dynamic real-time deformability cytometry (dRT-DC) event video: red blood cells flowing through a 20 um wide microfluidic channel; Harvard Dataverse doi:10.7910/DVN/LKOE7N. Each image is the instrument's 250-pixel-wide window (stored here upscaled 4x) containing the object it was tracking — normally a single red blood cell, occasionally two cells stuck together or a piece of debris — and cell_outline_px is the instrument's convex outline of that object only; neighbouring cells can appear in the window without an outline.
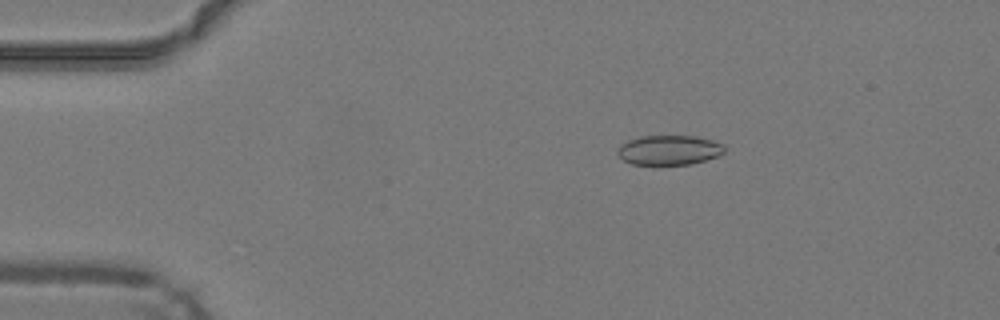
{"species": "common noctule bat (a hibernating species)", "species_latin": "Nyctalus noctula", "temperature_condition": "warm", "stored_images_in_passage": 49, "camera_frame_rate_fps": 3000, "um_per_image_px": 0.085, "animal": {"sex": "male", "body_mass_g": 19.2, "forearm_length_mm": 51.8}, "frame": {"image": 1, "passage_image": 9, "time_ms": 2.667, "image_size_px": [1000, 320], "cell_outline_px": [[724, 152], [720, 156], [692, 164], [656, 168], [632, 164], [624, 160], [616, 152], [620, 144], [628, 140], [640, 136], [696, 136], [712, 140], [724, 144]], "centroid_in_image_um": [56.86, 12.81], "position_along_channel_um": 28.1, "area_um2": 19.42}}
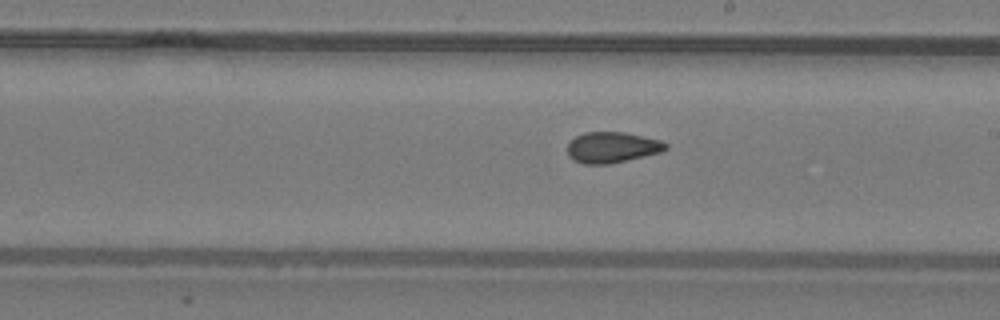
{"frame": {"image": 2, "passage_image": 28, "time_ms": 9.0, "image_size_px": [1000, 320], "cell_outline_px": [[668, 148], [660, 152], [644, 156], [608, 164], [584, 164], [572, 160], [568, 156], [568, 144], [576, 136], [584, 132], [624, 132], [660, 140], [668, 144]], "centroid_in_image_um": [52.01, 12.53], "position_along_channel_um": 237.0, "area_um2": 17.57}}
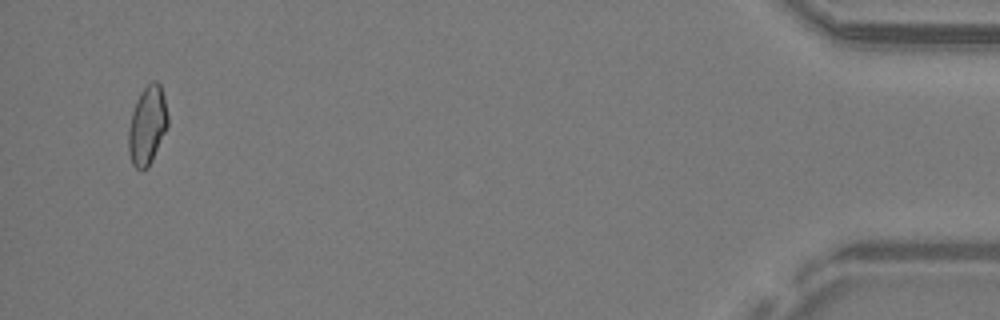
{"frame": {"image": 3, "passage_image": 47, "time_ms": 15.333, "image_size_px": [1000, 320], "cell_outline_px": [[168, 124], [152, 160], [148, 168], [136, 168], [132, 164], [128, 152], [128, 128], [132, 112], [136, 100], [140, 92], [152, 80], [156, 80], [160, 84], [164, 96], [168, 116]], "centroid_in_image_um": [12.5, 10.63], "position_along_channel_um": 422.7, "area_um2": 17.98}, "authors_computed_cell_mechanics": {"area_um2": 18.0336, "velocity_mm_per_s": 4.2579, "shape_relaxation_time_tau1_ms": null, "shape_relaxation_time_tau2_ms": 1.556, "deformation_change_tau1": null, "deformation_change_tau2": 0.0685}}